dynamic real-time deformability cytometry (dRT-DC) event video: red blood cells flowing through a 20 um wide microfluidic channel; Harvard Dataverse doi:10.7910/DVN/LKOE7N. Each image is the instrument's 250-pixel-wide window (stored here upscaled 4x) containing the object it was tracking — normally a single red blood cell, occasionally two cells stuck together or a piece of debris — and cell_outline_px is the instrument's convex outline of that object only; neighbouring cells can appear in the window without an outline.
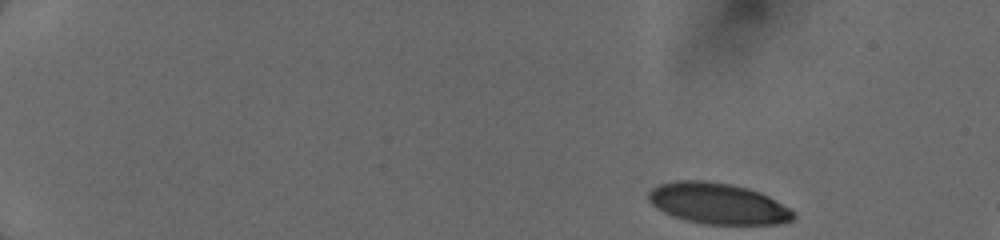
{"species": "human", "species_latin": "Homo sapiens", "temperature_condition": "cold", "stored_images_in_passage": 79, "camera_frame_rate_fps": 3000, "um_per_image_px": 0.085, "donor": {"sex": "female"}, "frame": {"image": 1, "passage_image": 1, "time_ms": 0.0, "image_size_px": [1000, 240], "cell_outline_px": [[796, 216], [792, 220], [780, 224], [704, 224], [684, 220], [672, 216], [656, 208], [648, 200], [648, 192], [652, 188], [660, 184], [676, 180], [704, 180], [732, 184], [748, 188], [760, 192], [776, 200], [788, 208]], "centroid_in_image_um": [60.99, 17.3], "position_along_channel_um": 24.0, "area_um2": 34.74}}
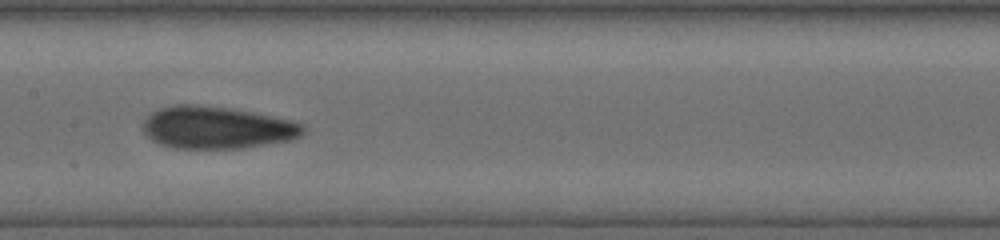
{"frame": {"image": 2, "passage_image": 49, "time_ms": 7.333, "image_size_px": [1000, 240], "cell_outline_px": [[304, 132], [300, 136], [292, 140], [244, 148], [172, 148], [156, 144], [144, 132], [144, 120], [148, 112], [160, 108], [176, 104], [200, 104], [232, 108], [292, 120], [304, 124]], "centroid_in_image_um": [18.41, 10.84], "position_along_channel_um": 189.0, "area_um2": 39.94}}
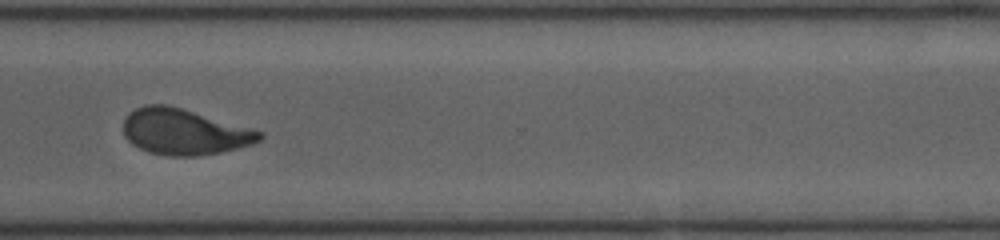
{"frame": {"image": 3, "passage_image": 78, "time_ms": 11.333, "image_size_px": [1000, 240], "cell_outline_px": [[264, 136], [260, 140], [252, 144], [220, 152], [200, 156], [168, 156], [152, 152], [140, 148], [132, 144], [124, 136], [124, 120], [128, 112], [144, 104], [168, 104], [252, 128], [264, 132]], "centroid_in_image_um": [15.66, 11.19], "position_along_channel_um": 354.9, "area_um2": 36.53}}